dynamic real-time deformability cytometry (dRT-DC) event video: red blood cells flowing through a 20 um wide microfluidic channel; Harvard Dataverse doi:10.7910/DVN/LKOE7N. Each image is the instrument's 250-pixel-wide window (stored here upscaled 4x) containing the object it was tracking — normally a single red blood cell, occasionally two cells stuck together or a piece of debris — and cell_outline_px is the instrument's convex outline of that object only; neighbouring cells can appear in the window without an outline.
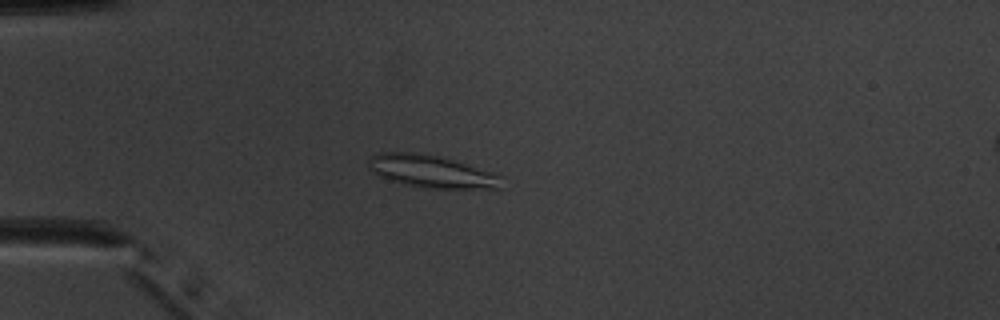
{"species": "common noctule bat (a hibernating species)", "species_latin": "Nyctalus noctula", "temperature_condition": "warm", "stored_images_in_passage": 52, "camera_frame_rate_fps": 3000, "um_per_image_px": 0.085, "animal": {"sex": "male", "body_mass_g": 20.1, "forearm_length_mm": 53.5}, "frame": {"image": 1, "passage_image": 15, "time_ms": 4.667, "image_size_px": [1000, 320], "cell_outline_px": [[504, 176], [500, 188], [424, 188], [404, 184], [388, 180], [380, 176], [368, 168], [368, 156], [376, 152], [416, 152], [436, 156], [452, 160], [496, 172]], "centroid_in_image_um": [36.66, 14.56], "position_along_channel_um": 48.3, "area_um2": 25.43}}
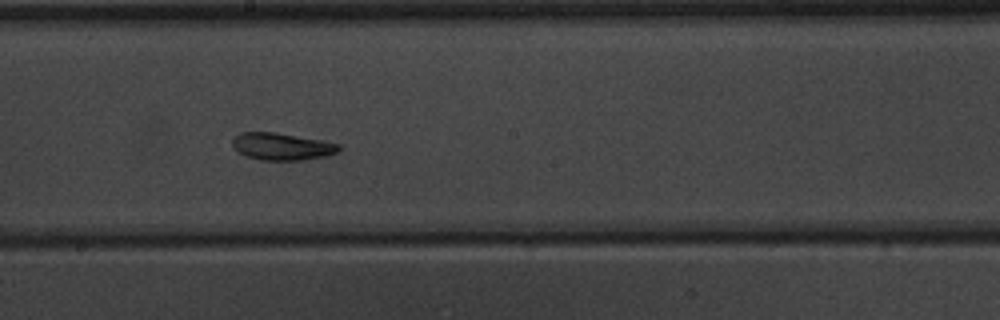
{"frame": {"image": 2, "passage_image": 30, "time_ms": 9.667, "image_size_px": [1000, 320], "cell_outline_px": [[344, 148], [336, 152], [324, 156], [300, 160], [260, 160], [236, 152], [232, 148], [232, 140], [240, 132], [276, 132], [324, 140], [340, 144]], "centroid_in_image_um": [23.96, 12.44], "position_along_channel_um": 224.2, "area_um2": 17.05}}
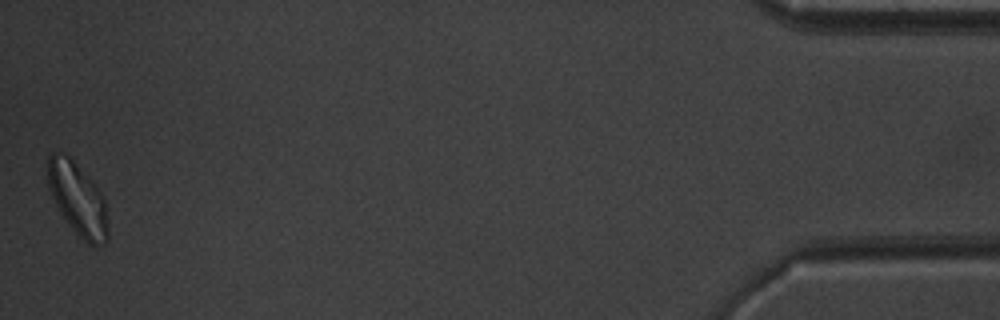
{"frame": {"image": 3, "passage_image": 52, "time_ms": 17.0, "image_size_px": [1000, 320], "cell_outline_px": [[108, 240], [104, 244], [88, 244], [68, 224], [60, 212], [48, 188], [48, 156], [52, 152], [56, 152], [68, 156], [72, 160], [104, 196], [108, 228]], "centroid_in_image_um": [6.6, 16.94], "position_along_channel_um": 428.6, "area_um2": 24.91}, "authors_computed_cell_mechanics": {"area_um2": 20.2878, "velocity_mm_per_s": 3.9354, "shape_relaxation_time_tau1_ms": 7.1141, "shape_relaxation_time_tau2_ms": 2.9838, "deformation_change_tau1": 0.1446, "deformation_change_tau2": 0.0881}}